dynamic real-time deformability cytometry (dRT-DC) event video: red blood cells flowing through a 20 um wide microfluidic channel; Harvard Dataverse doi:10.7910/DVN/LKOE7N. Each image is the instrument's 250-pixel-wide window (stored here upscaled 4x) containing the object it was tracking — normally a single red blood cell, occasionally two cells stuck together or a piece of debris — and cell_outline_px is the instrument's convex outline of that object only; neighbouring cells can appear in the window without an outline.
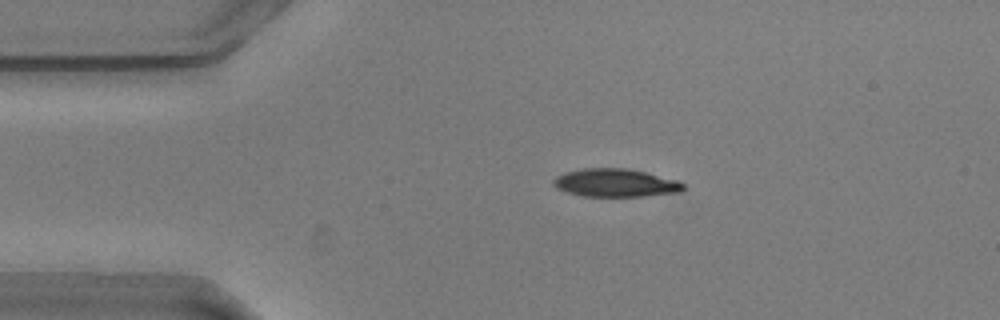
{"species": "common noctule bat (a hibernating species)", "species_latin": "Nyctalus noctula", "temperature_condition": "warm", "stored_images_in_passage": 33, "camera_frame_rate_fps": 3000, "um_per_image_px": 0.085, "animal": {"sex": "male", "body_mass_g": 20.5, "forearm_length_mm": 52.5}, "frame": {"image": 1, "passage_image": 1, "time_ms": 0.0, "image_size_px": [1000, 320], "cell_outline_px": [[684, 188], [680, 192], [644, 196], [584, 196], [568, 192], [556, 188], [552, 184], [552, 180], [556, 176], [564, 172], [584, 168], [628, 168], [676, 180], [684, 184]], "centroid_in_image_um": [52.27, 15.54], "position_along_channel_um": 32.7, "area_um2": 21.15}}
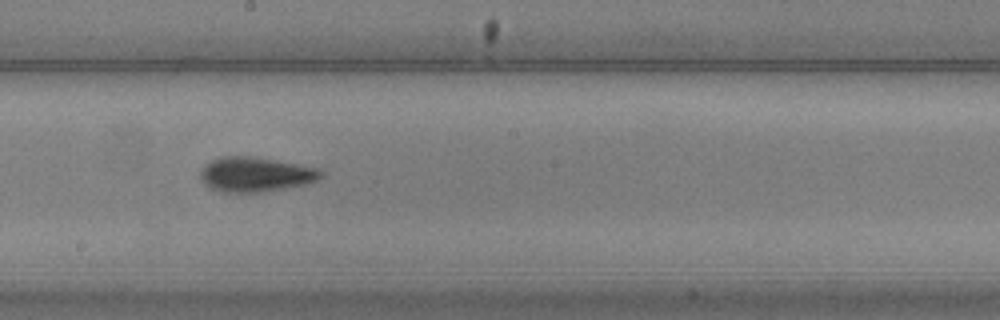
{"frame": {"image": 2, "passage_image": 20, "time_ms": 6.333, "image_size_px": [1000, 320], "cell_outline_px": [[324, 172], [316, 180], [308, 184], [260, 192], [224, 192], [208, 188], [204, 184], [200, 176], [200, 168], [204, 164], [220, 156], [252, 156], [320, 168]], "centroid_in_image_um": [21.68, 14.82], "position_along_channel_um": 226.5, "area_um2": 24.51}}
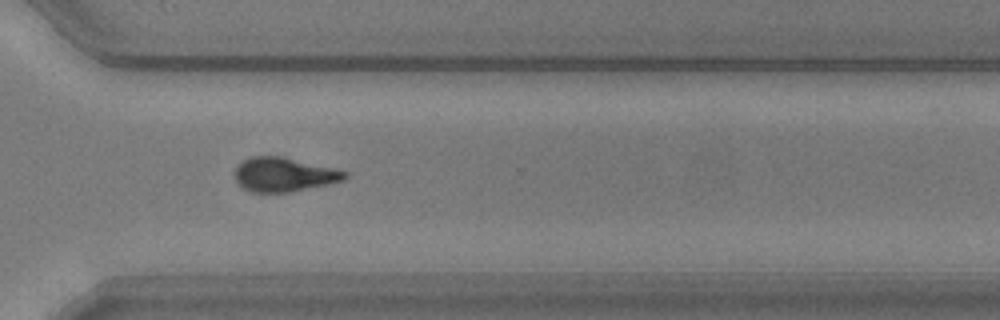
{"frame": {"image": 3, "passage_image": 30, "time_ms": 9.667, "image_size_px": [1000, 320], "cell_outline_px": [[348, 176], [344, 180], [328, 184], [288, 192], [252, 192], [244, 188], [236, 180], [236, 164], [252, 156], [280, 156], [348, 172]], "centroid_in_image_um": [24.12, 14.84], "position_along_channel_um": 346.5, "area_um2": 21.44}, "authors_computed_cell_mechanics": {"area_um2": 23.0044, "velocity_mm_per_s": 3.6204, "shape_relaxation_time_tau1_ms": 3.3371, "shape_relaxation_time_tau2_ms": 3.8895, "deformation_change_tau1": 0.1412, "deformation_change_tau2": 0.0994}}